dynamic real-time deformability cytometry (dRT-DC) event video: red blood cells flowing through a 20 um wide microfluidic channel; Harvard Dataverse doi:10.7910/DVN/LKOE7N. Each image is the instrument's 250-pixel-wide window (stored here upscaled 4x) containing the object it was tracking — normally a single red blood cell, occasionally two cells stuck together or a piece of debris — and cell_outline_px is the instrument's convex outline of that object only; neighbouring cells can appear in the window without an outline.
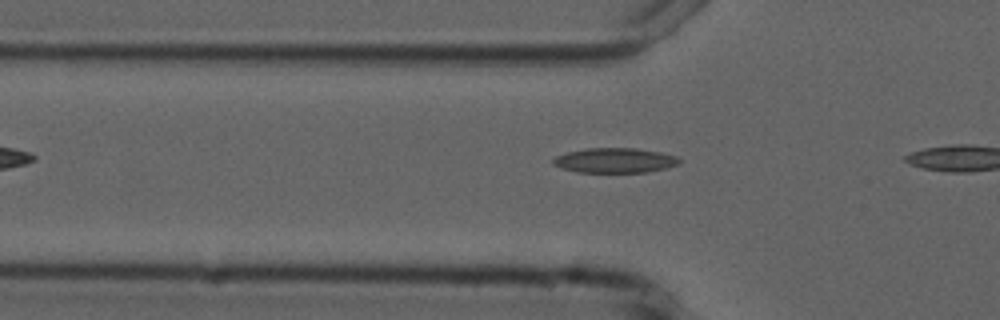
{"species": "common noctule bat (a hibernating species)", "species_latin": "Nyctalus noctula", "temperature_condition": "cold", "stored_images_in_passage": 2, "camera_frame_rate_fps": 3000, "um_per_image_px": 0.085, "animal": {"sex": "male", "forearm_length_mm": 52.5}, "frame": {"image": 1, "passage_image": 2, "time_ms": 1.333, "image_size_px": [1000, 320], "cell_outline_px": [[680, 164], [648, 172], [576, 172], [560, 168], [552, 164], [552, 160], [556, 156], [568, 152], [588, 148], [636, 148], [660, 152], [676, 156], [680, 160]], "centroid_in_image_um": [52.24, 13.63], "position_along_channel_um": 73.6, "area_um2": 18.26}}